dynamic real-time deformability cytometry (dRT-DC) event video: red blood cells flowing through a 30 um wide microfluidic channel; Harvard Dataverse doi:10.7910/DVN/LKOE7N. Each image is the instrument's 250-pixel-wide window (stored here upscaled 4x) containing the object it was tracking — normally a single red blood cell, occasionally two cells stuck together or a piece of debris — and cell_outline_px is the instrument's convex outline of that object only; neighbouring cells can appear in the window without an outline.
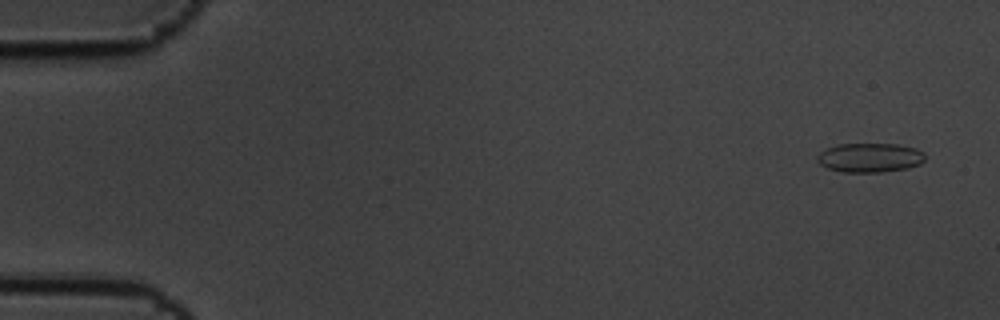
{"species": "common noctule bat (a hibernating species)", "species_latin": "Nyctalus noctula", "temperature_condition": "cold", "stored_images_in_passage": 8, "camera_frame_rate_fps": 3000, "um_per_image_px": 0.085, "animal": {"sex": "male", "body_mass_g": 19.5, "forearm_length_mm": 54.6}, "frame": {"image": 1, "passage_image": 1, "time_ms": 0.0, "image_size_px": [1000, 320], "cell_outline_px": [[924, 160], [920, 164], [908, 168], [880, 172], [840, 172], [828, 168], [820, 164], [816, 160], [816, 156], [820, 152], [836, 144], [896, 144], [916, 148], [924, 152]], "centroid_in_image_um": [73.93, 13.4], "position_along_channel_um": 11.1, "area_um2": 18.44}}
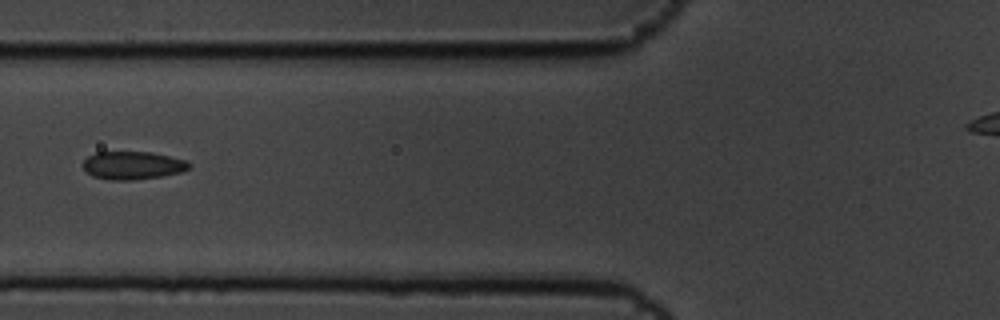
{"frame": {"image": 2, "passage_image": 7, "time_ms": 2.0, "image_size_px": [1000, 320], "cell_outline_px": [[192, 164], [188, 168], [180, 172], [164, 176], [132, 180], [112, 180], [92, 176], [84, 168], [84, 160], [88, 156], [96, 152], [152, 152], [184, 160]], "centroid_in_image_um": [11.28, 14.06], "position_along_channel_um": 114.5, "area_um2": 17.17}}
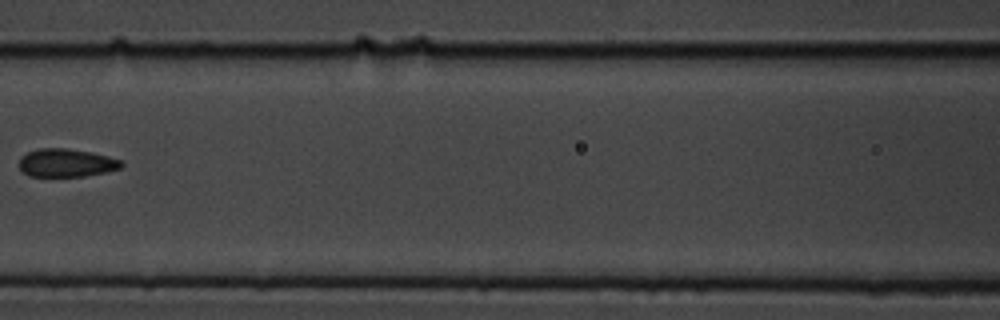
{"frame": {"image": 3, "passage_image": 8, "time_ms": 2.333, "image_size_px": [1000, 320], "cell_outline_px": [[124, 164], [120, 168], [104, 172], [84, 176], [28, 176], [20, 168], [20, 156], [36, 148], [64, 148], [92, 152], [108, 156], [120, 160]], "centroid_in_image_um": [5.62, 13.83], "position_along_channel_um": 161.0, "area_um2": 16.7}}